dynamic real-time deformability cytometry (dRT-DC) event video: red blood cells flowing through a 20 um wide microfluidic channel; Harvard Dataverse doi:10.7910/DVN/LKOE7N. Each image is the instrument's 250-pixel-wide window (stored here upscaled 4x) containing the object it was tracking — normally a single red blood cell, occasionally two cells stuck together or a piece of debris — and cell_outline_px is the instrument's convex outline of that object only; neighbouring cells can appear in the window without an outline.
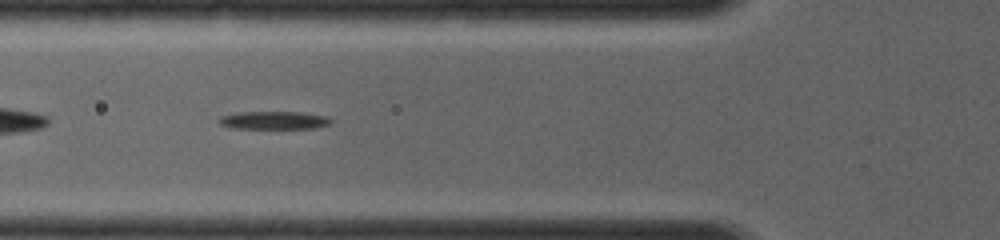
{"species": "common noctule bat (a hibernating species)", "species_latin": "Nyctalus noctula", "temperature_condition": "room temperature", "stored_images_in_passage": 14, "camera_frame_rate_fps": 4000, "um_per_image_px": 0.085, "animal": {"sex": "female", "body_mass_g": 19.0, "forearm_length_mm": 56.7}, "frame": {"image": 1, "passage_image": 8, "time_ms": 1.75, "image_size_px": [1000, 240], "cell_outline_px": [[332, 120], [328, 124], [316, 128], [232, 128], [220, 124], [220, 116], [236, 112], [300, 112], [324, 116]], "centroid_in_image_um": [23.25, 10.22], "position_along_channel_um": 102.6, "area_um2": 11.5}}
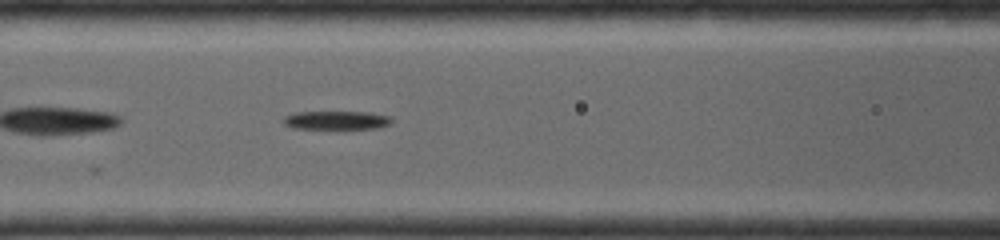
{"frame": {"image": 2, "passage_image": 11, "time_ms": 2.5, "image_size_px": [1000, 240], "cell_outline_px": [[392, 120], [388, 124], [380, 128], [292, 128], [284, 124], [284, 116], [296, 112], [368, 112], [388, 116]], "centroid_in_image_um": [28.57, 10.21], "position_along_channel_um": 138.0, "area_um2": 11.44}}